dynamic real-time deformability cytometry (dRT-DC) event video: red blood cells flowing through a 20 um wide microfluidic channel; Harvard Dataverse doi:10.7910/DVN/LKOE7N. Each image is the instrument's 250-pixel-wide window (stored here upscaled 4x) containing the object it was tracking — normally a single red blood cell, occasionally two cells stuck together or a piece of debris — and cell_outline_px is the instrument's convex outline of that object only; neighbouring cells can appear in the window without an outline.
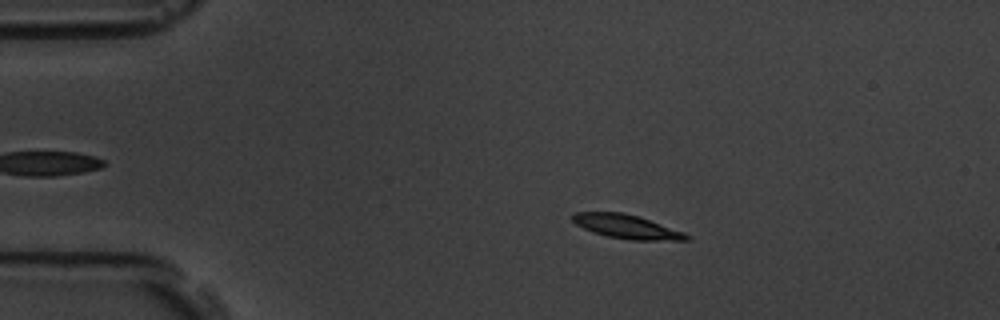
{"species": "common noctule bat (a hibernating species)", "species_latin": "Nyctalus noctula", "temperature_condition": "room temperature", "stored_images_in_passage": 4, "camera_frame_rate_fps": 3000, "um_per_image_px": 0.085, "animal": {"sex": "male", "body_mass_g": 19.5, "forearm_length_mm": 54.6}, "frame": {"image": 1, "passage_image": 3, "time_ms": 2.333, "image_size_px": [1000, 320], "cell_outline_px": [[692, 240], [632, 240], [608, 236], [592, 232], [576, 224], [572, 220], [572, 212], [624, 212], [684, 232], [692, 236]], "centroid_in_image_um": [53.27, 19.27], "position_along_channel_um": 31.7, "area_um2": 15.72}}